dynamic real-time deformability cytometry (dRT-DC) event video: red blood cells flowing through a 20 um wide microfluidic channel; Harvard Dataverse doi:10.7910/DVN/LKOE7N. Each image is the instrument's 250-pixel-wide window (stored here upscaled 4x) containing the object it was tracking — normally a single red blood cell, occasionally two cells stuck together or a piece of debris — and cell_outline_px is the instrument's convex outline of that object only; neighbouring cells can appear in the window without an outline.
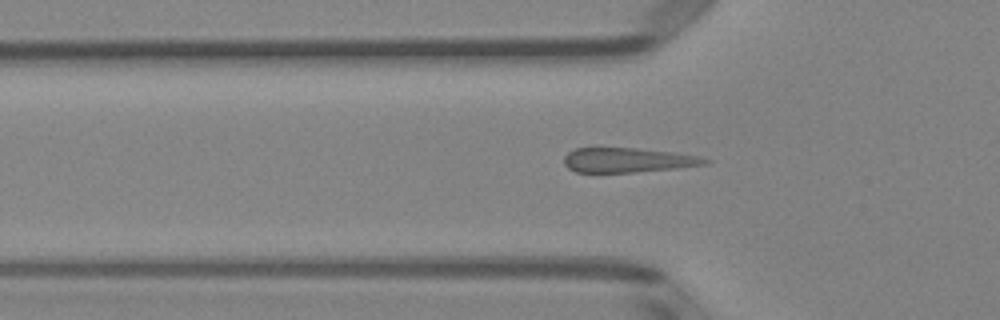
{"species": "Egyptian fruit bat (a non-hibernating species)", "species_latin": "Rousettus aegyptiacus", "temperature_condition": "room temperature", "stored_images_in_passage": 41, "camera_frame_rate_fps": 3000, "um_per_image_px": 0.085, "animal": {"sex": "female"}, "frame": {"image": 1, "passage_image": 12, "time_ms": 3.667, "image_size_px": [1000, 320], "cell_outline_px": [[712, 160], [708, 164], [676, 168], [632, 172], [576, 172], [568, 168], [564, 164], [564, 156], [568, 152], [576, 148], [636, 148], [672, 152], [700, 156]], "centroid_in_image_um": [53.37, 13.61], "position_along_channel_um": 72.4, "area_um2": 20.17}}
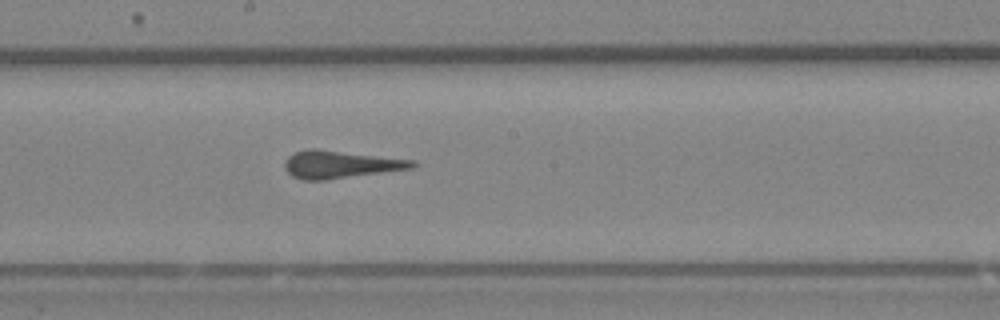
{"frame": {"image": 2, "passage_image": 23, "time_ms": 7.333, "image_size_px": [1000, 320], "cell_outline_px": [[420, 164], [412, 168], [324, 180], [304, 180], [292, 176], [284, 168], [284, 160], [292, 152], [308, 148], [316, 148], [416, 160]], "centroid_in_image_um": [28.91, 13.95], "position_along_channel_um": 219.3, "area_um2": 20.75}}
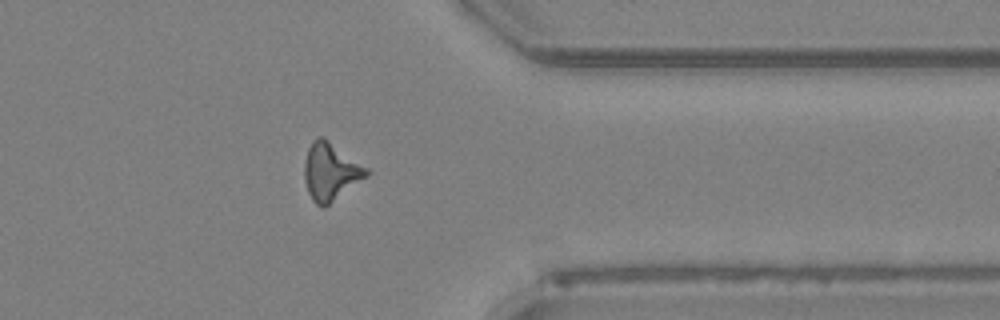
{"frame": {"image": 3, "passage_image": 36, "time_ms": 11.667, "image_size_px": [1000, 320], "cell_outline_px": [[372, 172], [368, 176], [324, 208], [320, 208], [312, 200], [308, 192], [304, 180], [304, 164], [308, 148], [312, 140], [316, 136], [324, 136], [368, 168]], "centroid_in_image_um": [28.1, 14.58], "position_along_channel_um": 383.3, "area_um2": 21.15}}